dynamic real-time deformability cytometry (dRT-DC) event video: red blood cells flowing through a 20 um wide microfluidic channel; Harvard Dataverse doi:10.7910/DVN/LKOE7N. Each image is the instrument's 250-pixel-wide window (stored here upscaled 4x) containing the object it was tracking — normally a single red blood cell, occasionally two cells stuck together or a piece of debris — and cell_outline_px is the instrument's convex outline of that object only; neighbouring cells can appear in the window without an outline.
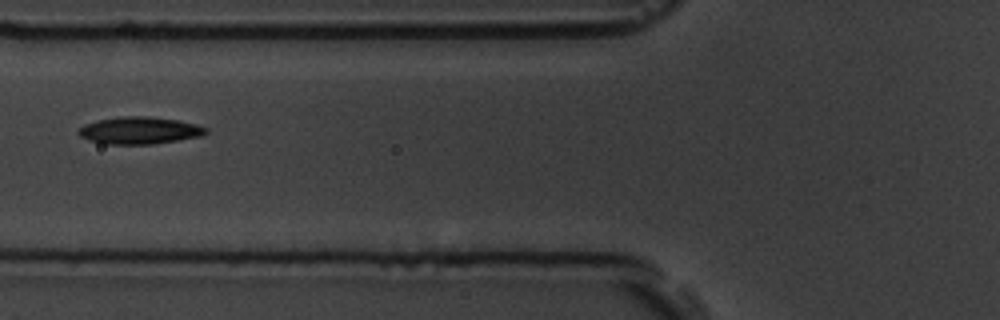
{"species": "common noctule bat (a hibernating species)", "species_latin": "Nyctalus noctula", "temperature_condition": "room temperature", "stored_images_in_passage": 4, "camera_frame_rate_fps": 3000, "um_per_image_px": 0.085, "animal": {"sex": "male", "body_mass_g": 19.5, "forearm_length_mm": 54.6}, "frame": {"image": 1, "passage_image": 4, "time_ms": 3.333, "image_size_px": [1000, 320], "cell_outline_px": [[208, 132], [200, 136], [152, 144], [104, 144], [88, 140], [80, 136], [76, 132], [84, 124], [96, 120], [120, 116], [148, 116], [176, 120], [196, 124], [208, 128]], "centroid_in_image_um": [11.81, 11.08], "position_along_channel_um": 114.0, "area_um2": 20.17}}